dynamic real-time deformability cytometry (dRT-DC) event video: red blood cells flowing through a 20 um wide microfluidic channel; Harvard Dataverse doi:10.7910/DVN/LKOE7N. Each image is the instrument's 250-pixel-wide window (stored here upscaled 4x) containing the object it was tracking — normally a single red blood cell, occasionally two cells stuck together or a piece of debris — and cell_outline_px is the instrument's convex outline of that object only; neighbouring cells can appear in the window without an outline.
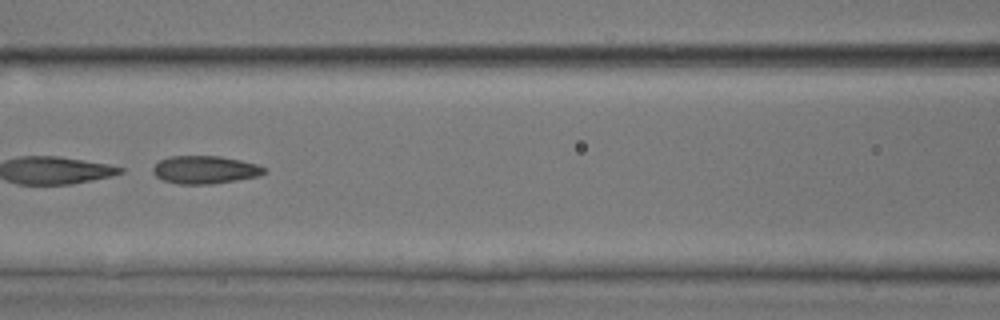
{"species": "common noctule bat (a hibernating species)", "species_latin": "Nyctalus noctula", "temperature_condition": "room temperature", "stored_images_in_passage": 17, "camera_frame_rate_fps": 3000, "um_per_image_px": 0.085, "animal": {"sex": "male", "body_mass_g": 17.9, "forearm_length_mm": 54.2}, "frame": {"image": 1, "passage_image": 8, "time_ms": 2.333, "image_size_px": [1000, 320], "cell_outline_px": [[268, 172], [260, 176], [212, 184], [180, 184], [164, 180], [156, 176], [152, 172], [152, 168], [160, 160], [168, 156], [220, 156], [240, 160], [256, 164], [268, 168]], "centroid_in_image_um": [17.46, 14.43], "position_along_channel_um": 149.1, "area_um2": 18.21}}